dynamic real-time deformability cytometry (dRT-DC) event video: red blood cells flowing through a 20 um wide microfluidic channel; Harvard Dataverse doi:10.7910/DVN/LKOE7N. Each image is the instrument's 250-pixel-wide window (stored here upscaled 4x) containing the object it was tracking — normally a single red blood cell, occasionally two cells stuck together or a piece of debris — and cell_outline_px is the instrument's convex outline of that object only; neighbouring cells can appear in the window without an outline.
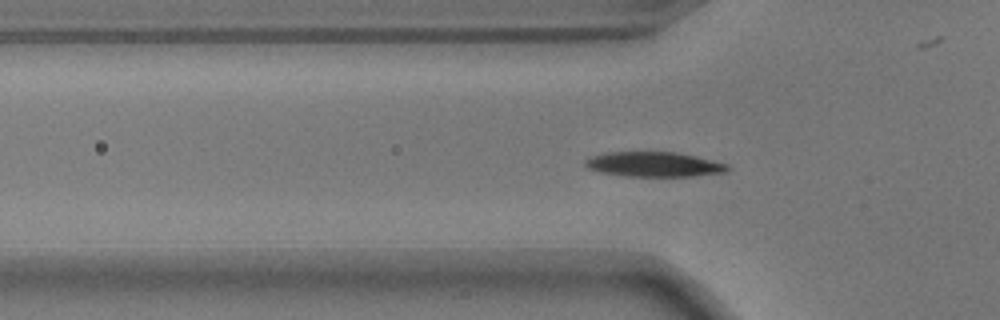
{"species": "common noctule bat (a hibernating species)", "species_latin": "Nyctalus noctula", "temperature_condition": "warm", "stored_images_in_passage": 48, "camera_frame_rate_fps": 3000, "um_per_image_px": 0.085, "animal": {"sex": "male", "body_mass_g": 17.9}, "frame": {"image": 1, "passage_image": 10, "time_ms": 3.0, "image_size_px": [1000, 320], "cell_outline_px": [[732, 168], [724, 172], [692, 176], [628, 176], [604, 172], [588, 168], [584, 164], [584, 160], [592, 156], [608, 152], [672, 152], [696, 156], [728, 164]], "centroid_in_image_um": [55.61, 13.96], "position_along_channel_um": 70.2, "area_um2": 20.35}}
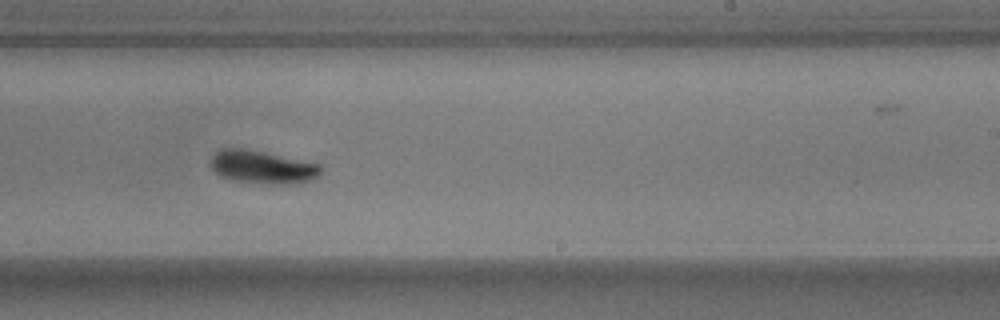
{"frame": {"image": 2, "passage_image": 26, "time_ms": 8.333, "image_size_px": [1000, 320], "cell_outline_px": [[324, 168], [312, 180], [296, 184], [268, 184], [236, 180], [220, 176], [208, 164], [212, 156], [216, 152], [224, 148], [240, 148], [264, 152], [320, 164]], "centroid_in_image_um": [22.31, 14.21], "position_along_channel_um": 266.7, "area_um2": 21.15}}
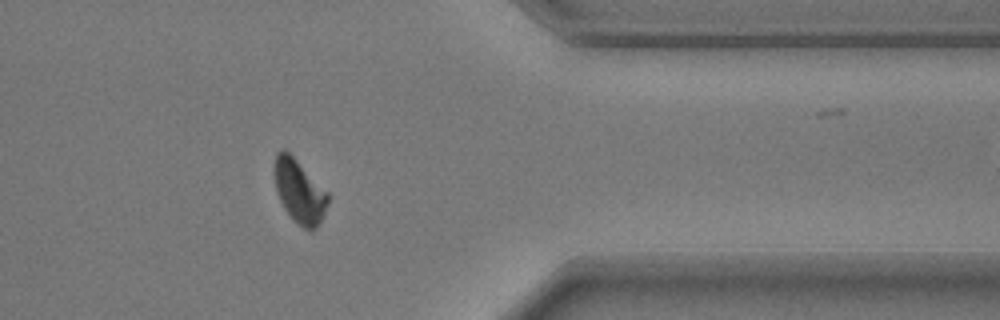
{"frame": {"image": 3, "passage_image": 37, "time_ms": 12.0, "image_size_px": [1000, 320], "cell_outline_px": [[328, 204], [320, 224], [316, 228], [304, 228], [296, 224], [292, 220], [284, 208], [276, 192], [276, 152], [284, 148], [328, 192]], "centroid_in_image_um": [25.47, 16.31], "position_along_channel_um": 385.9, "area_um2": 19.36}}